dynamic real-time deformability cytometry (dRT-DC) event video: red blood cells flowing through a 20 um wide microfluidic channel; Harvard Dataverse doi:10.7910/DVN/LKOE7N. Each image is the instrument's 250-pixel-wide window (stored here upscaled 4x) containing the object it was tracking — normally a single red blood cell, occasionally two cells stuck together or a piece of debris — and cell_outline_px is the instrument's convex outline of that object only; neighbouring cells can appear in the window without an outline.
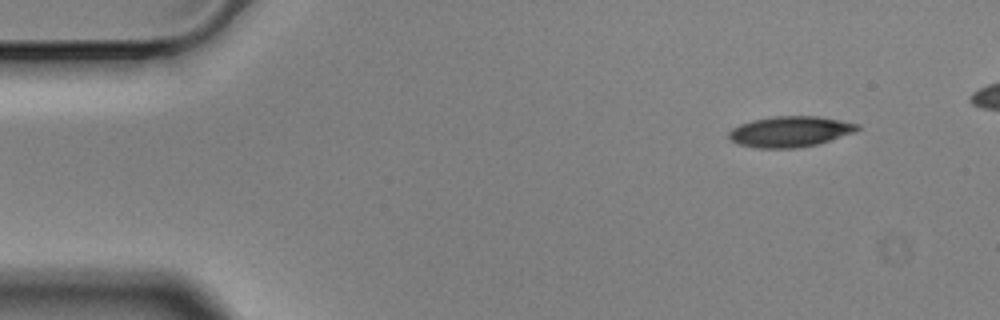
{"species": "Egyptian fruit bat (a non-hibernating species)", "species_latin": "Rousettus aegyptiacus", "temperature_condition": "cold", "stored_images_in_passage": 5, "camera_frame_rate_fps": 3000, "um_per_image_px": 0.085, "animal": {"sex": "male"}, "frame": {"image": 1, "passage_image": 1, "time_ms": 0.0, "image_size_px": [1000, 320], "cell_outline_px": [[860, 128], [852, 132], [816, 144], [796, 148], [756, 148], [740, 144], [732, 140], [728, 136], [728, 132], [732, 128], [740, 124], [752, 120], [772, 116], [816, 116], [840, 120], [860, 124]], "centroid_in_image_um": [67.12, 11.17], "position_along_channel_um": 17.9, "area_um2": 22.72}}